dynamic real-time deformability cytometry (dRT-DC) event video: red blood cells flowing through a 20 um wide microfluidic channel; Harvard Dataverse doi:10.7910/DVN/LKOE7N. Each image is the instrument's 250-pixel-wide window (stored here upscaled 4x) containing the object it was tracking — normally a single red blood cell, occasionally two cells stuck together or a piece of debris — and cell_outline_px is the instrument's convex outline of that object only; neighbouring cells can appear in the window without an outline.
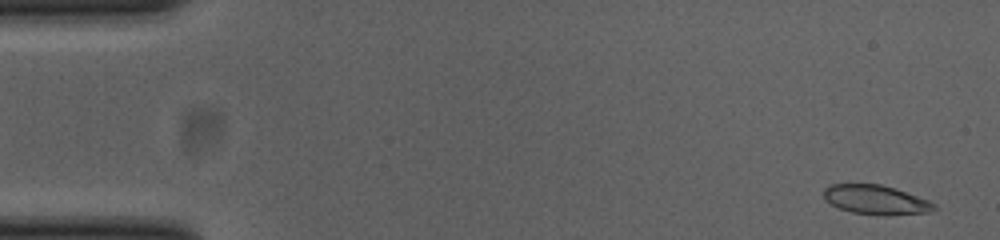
{"species": "common noctule bat (a hibernating species)", "species_latin": "Nyctalus noctula", "temperature_condition": "cold", "stored_images_in_passage": 52, "camera_frame_rate_fps": 3000, "um_per_image_px": 0.085, "animal": {"sex": "female", "body_mass_g": 23.0, "forearm_length_mm": 53.4}, "frame": {"image": 1, "passage_image": 2, "time_ms": 0.333, "image_size_px": [1000, 240], "cell_outline_px": [[936, 208], [928, 212], [888, 216], [876, 216], [852, 212], [840, 208], [824, 200], [824, 188], [832, 184], [880, 184], [896, 188], [928, 200], [936, 204]], "centroid_in_image_um": [74.45, 16.99], "position_along_channel_um": 10.5, "area_um2": 19.02}}
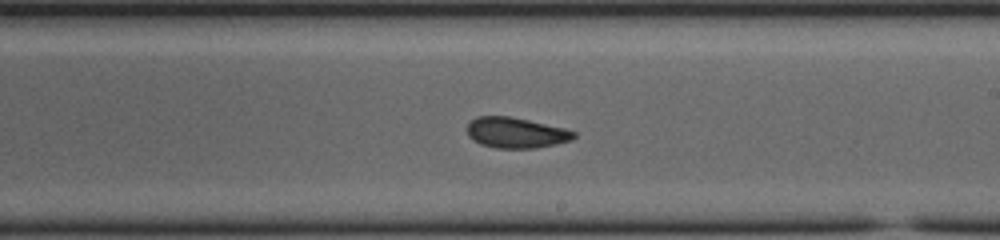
{"frame": {"image": 2, "passage_image": 30, "time_ms": 9.667, "image_size_px": [1000, 240], "cell_outline_px": [[576, 136], [572, 140], [556, 144], [536, 148], [496, 148], [480, 144], [472, 140], [468, 136], [468, 124], [476, 116], [508, 116], [528, 120], [564, 128], [576, 132]], "centroid_in_image_um": [43.85, 11.29], "position_along_channel_um": 245.1, "area_um2": 19.02}}
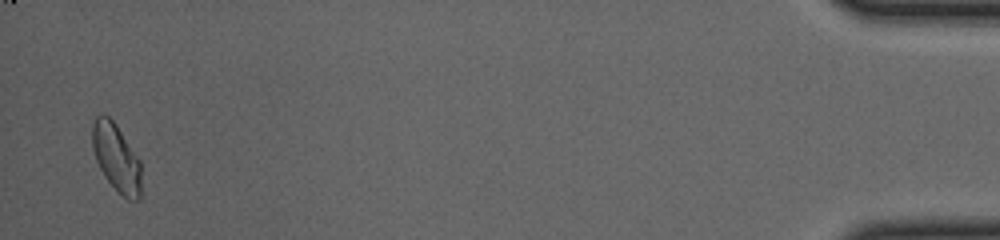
{"frame": {"image": 3, "passage_image": 51, "time_ms": 16.667, "image_size_px": [1000, 240], "cell_outline_px": [[140, 200], [128, 200], [104, 176], [96, 160], [92, 148], [92, 124], [96, 116], [100, 112], [108, 116], [116, 124], [140, 160]], "centroid_in_image_um": [9.87, 13.36], "position_along_channel_um": 425.3, "area_um2": 19.19}, "authors_computed_cell_mechanics": {"area_um2": 19.5653, "velocity_mm_per_s": 3.8655, "shape_relaxation_time_tau1_ms": 3.2431, "shape_relaxation_time_tau2_ms": 1.5785, "deformation_change_tau1": 0.0948, "deformation_change_tau2": 0.0586}}